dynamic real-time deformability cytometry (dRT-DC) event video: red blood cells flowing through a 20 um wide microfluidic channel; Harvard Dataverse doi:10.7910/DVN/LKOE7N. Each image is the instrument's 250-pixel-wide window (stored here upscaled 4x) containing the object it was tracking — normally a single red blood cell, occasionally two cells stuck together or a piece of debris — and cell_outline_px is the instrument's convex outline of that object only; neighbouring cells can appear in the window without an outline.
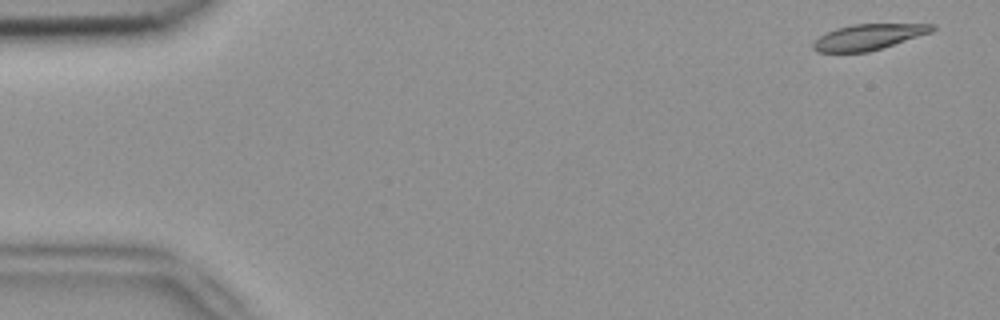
{"species": "common noctule bat (a hibernating species)", "species_latin": "Nyctalus noctula", "temperature_condition": "room temperature", "stored_images_in_passage": 6, "camera_frame_rate_fps": 3000, "um_per_image_px": 0.085, "animal": {"sex": "female", "body_mass_g": 18.4}, "frame": {"image": 1, "passage_image": 1, "time_ms": 0.0, "image_size_px": [1000, 320], "cell_outline_px": [[936, 28], [932, 32], [868, 52], [816, 52], [812, 48], [812, 44], [820, 36], [836, 28], [852, 24], [936, 24]], "centroid_in_image_um": [73.81, 3.14], "position_along_channel_um": 11.2, "area_um2": 17.69}}